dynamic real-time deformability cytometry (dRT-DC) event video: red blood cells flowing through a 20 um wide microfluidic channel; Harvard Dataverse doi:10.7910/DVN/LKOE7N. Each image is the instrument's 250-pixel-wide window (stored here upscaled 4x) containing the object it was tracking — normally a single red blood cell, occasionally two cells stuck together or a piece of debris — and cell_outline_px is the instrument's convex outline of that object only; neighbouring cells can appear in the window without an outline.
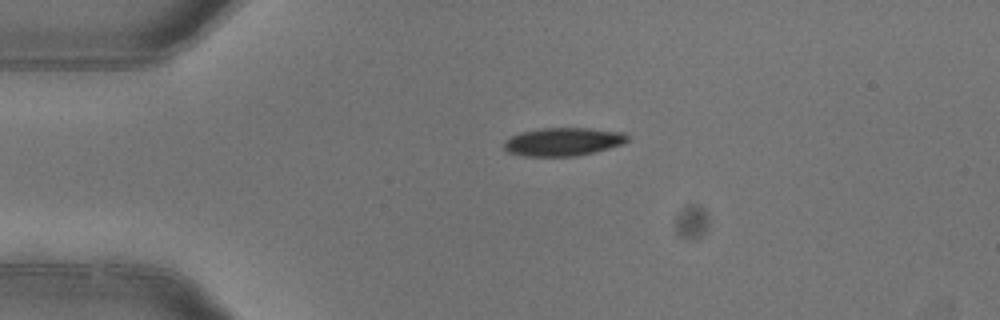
{"species": "common noctule bat (a hibernating species)", "species_latin": "Nyctalus noctula", "temperature_condition": "warm", "stored_images_in_passage": 2, "camera_frame_rate_fps": 3000, "um_per_image_px": 0.085, "animal": {"sex": "female"}, "frame": {"image": 1, "passage_image": 1, "time_ms": 0.0, "image_size_px": [1000, 320], "cell_outline_px": [[628, 140], [624, 144], [596, 152], [576, 156], [524, 156], [508, 152], [504, 148], [504, 140], [520, 132], [540, 128], [588, 128], [624, 132], [628, 136]], "centroid_in_image_um": [47.88, 12.05], "position_along_channel_um": 37.1, "area_um2": 20.46}}